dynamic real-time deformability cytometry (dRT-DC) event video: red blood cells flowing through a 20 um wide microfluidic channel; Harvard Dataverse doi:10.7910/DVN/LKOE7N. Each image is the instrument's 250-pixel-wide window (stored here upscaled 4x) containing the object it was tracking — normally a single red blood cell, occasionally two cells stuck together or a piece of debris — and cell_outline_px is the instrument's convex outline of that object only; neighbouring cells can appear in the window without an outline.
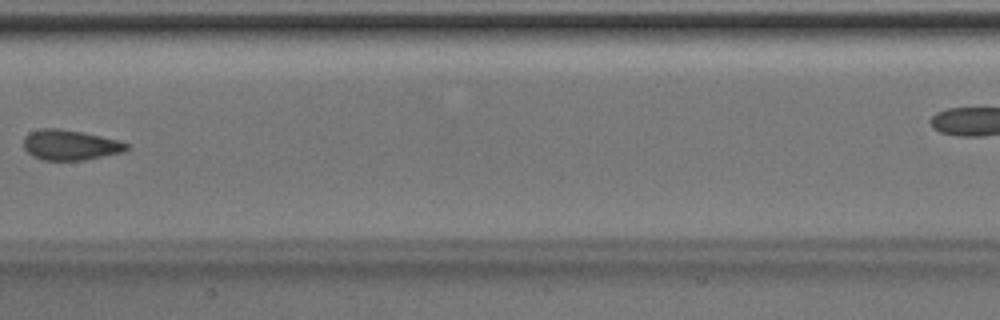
{"species": "Egyptian fruit bat (a non-hibernating species)", "species_latin": "Rousettus aegyptiacus", "temperature_condition": "room temperature", "stored_images_in_passage": 9, "camera_frame_rate_fps": 3000, "um_per_image_px": 0.085, "animal": {"sex": "male"}, "frame": {"image": 1, "passage_image": 7, "time_ms": 2.0, "image_size_px": [1000, 320], "cell_outline_px": [[128, 148], [124, 152], [84, 160], [44, 160], [32, 156], [24, 148], [24, 136], [28, 132], [40, 128], [60, 128], [84, 132], [120, 140], [128, 144]], "centroid_in_image_um": [5.96, 12.31], "position_along_channel_um": 201.4, "area_um2": 18.38}}
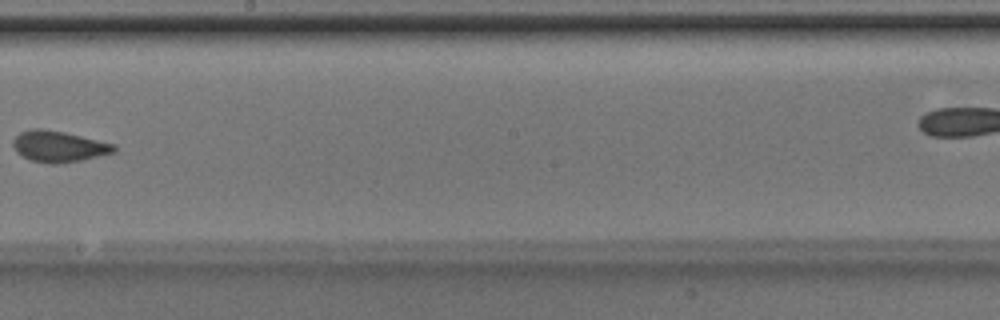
{"frame": {"image": 2, "passage_image": 8, "time_ms": 2.333, "image_size_px": [1000, 320], "cell_outline_px": [[116, 152], [80, 160], [60, 164], [52, 164], [32, 160], [20, 156], [16, 152], [12, 144], [12, 140], [20, 132], [32, 128], [40, 128], [64, 132], [116, 144]], "centroid_in_image_um": [4.97, 12.44], "position_along_channel_um": 243.2, "area_um2": 18.38}}